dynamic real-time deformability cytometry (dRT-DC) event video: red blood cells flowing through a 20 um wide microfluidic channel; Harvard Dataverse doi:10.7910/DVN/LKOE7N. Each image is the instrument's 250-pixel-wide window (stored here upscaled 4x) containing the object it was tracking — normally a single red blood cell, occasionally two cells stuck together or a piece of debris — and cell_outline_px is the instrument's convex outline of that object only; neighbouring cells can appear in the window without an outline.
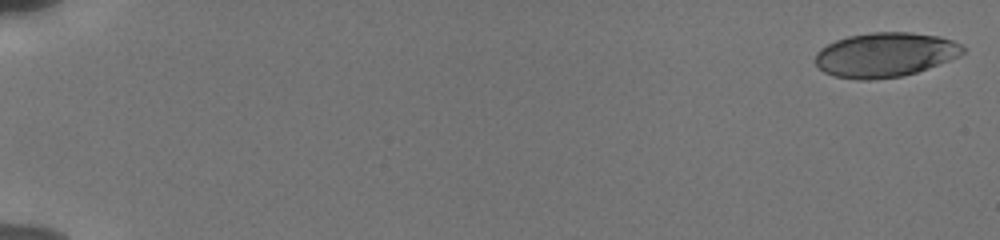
{"species": "human", "species_latin": "Homo sapiens", "temperature_condition": "cold", "stored_images_in_passage": 55, "camera_frame_rate_fps": 3000, "um_per_image_px": 0.085, "donor": {"sex": "male"}, "frame": {"image": 1, "passage_image": 1, "time_ms": 0.0, "image_size_px": [1000, 240], "cell_outline_px": [[964, 52], [960, 56], [928, 68], [916, 72], [900, 76], [872, 80], [860, 80], [832, 76], [824, 72], [816, 64], [816, 52], [820, 48], [836, 40], [848, 36], [872, 32], [912, 32], [940, 36], [952, 40], [960, 44], [964, 48]], "centroid_in_image_um": [75.23, 4.65], "position_along_channel_um": 9.8, "area_um2": 38.32}}
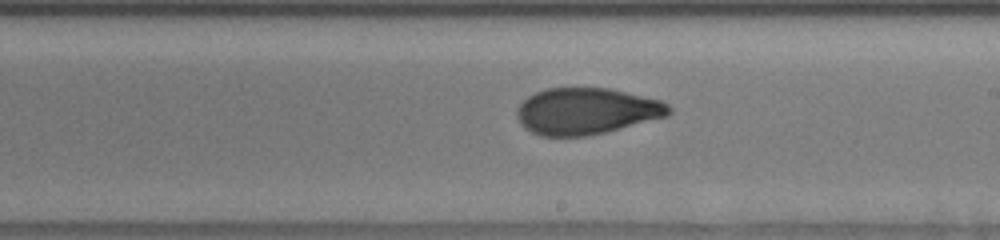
{"frame": {"image": 2, "passage_image": 34, "time_ms": 11.0, "image_size_px": [1000, 240], "cell_outline_px": [[672, 112], [668, 116], [604, 132], [584, 136], [540, 136], [524, 128], [520, 124], [516, 116], [516, 108], [528, 96], [544, 88], [608, 88], [660, 100], [668, 104], [672, 108]], "centroid_in_image_um": [49.82, 9.45], "position_along_channel_um": 239.2, "area_um2": 41.15}}
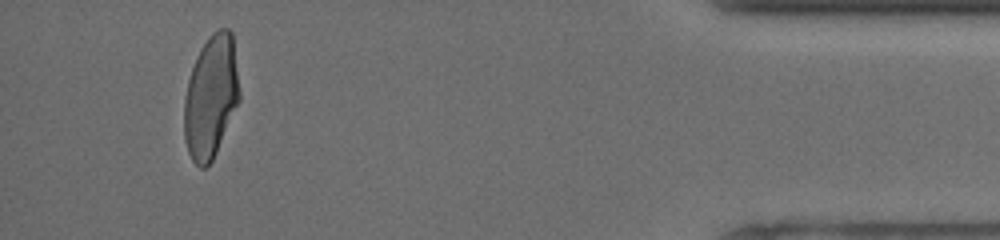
{"frame": {"image": 3, "passage_image": 52, "time_ms": 17.0, "image_size_px": [1000, 240], "cell_outline_px": [[240, 100], [216, 152], [212, 160], [204, 168], [200, 168], [192, 160], [188, 152], [184, 140], [184, 100], [188, 80], [196, 56], [200, 48], [208, 36], [216, 28], [228, 28], [232, 32], [240, 92]], "centroid_in_image_um": [17.92, 8.2], "position_along_channel_um": 417.3, "area_um2": 39.71}, "authors_computed_cell_mechanics": {"area_um2": 40.749, "velocity_mm_per_s": 3.8421, "shape_relaxation_time_tau1_ms": 7.4368, "shape_relaxation_time_tau2_ms": 1.313, "deformation_change_tau1": 0.226, "deformation_change_tau2": 0.0698}}